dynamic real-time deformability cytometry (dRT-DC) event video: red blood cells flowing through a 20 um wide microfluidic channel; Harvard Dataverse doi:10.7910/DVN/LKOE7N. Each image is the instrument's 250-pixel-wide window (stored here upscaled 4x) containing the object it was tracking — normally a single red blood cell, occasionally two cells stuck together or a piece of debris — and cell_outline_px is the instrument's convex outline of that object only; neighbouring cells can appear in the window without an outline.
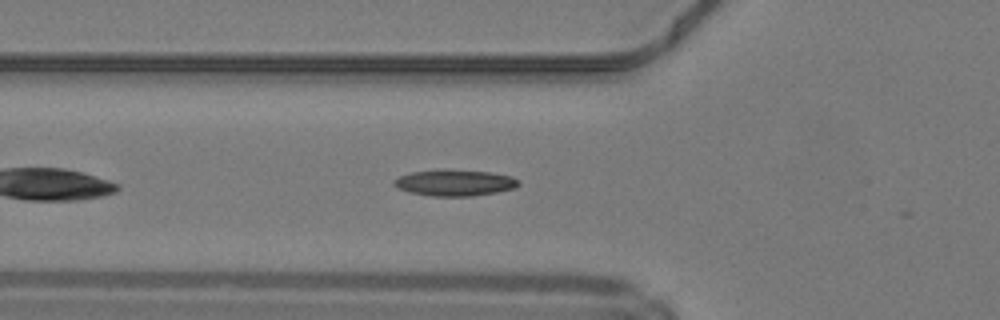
{"species": "common noctule bat (a hibernating species)", "species_latin": "Nyctalus noctula", "temperature_condition": "warm", "stored_images_in_passage": 34, "camera_frame_rate_fps": 3000, "um_per_image_px": 0.085, "animal": {"sex": "male", "body_mass_g": 19.2, "forearm_length_mm": 51.8}, "frame": {"image": 1, "passage_image": 6, "time_ms": 1.667, "image_size_px": [1000, 320], "cell_outline_px": [[520, 184], [516, 188], [496, 192], [472, 196], [432, 196], [408, 192], [392, 184], [392, 180], [400, 176], [412, 172], [436, 168], [444, 168], [492, 172], [512, 176], [520, 180]], "centroid_in_image_um": [38.66, 15.51], "position_along_channel_um": 87.1, "area_um2": 19.54}}
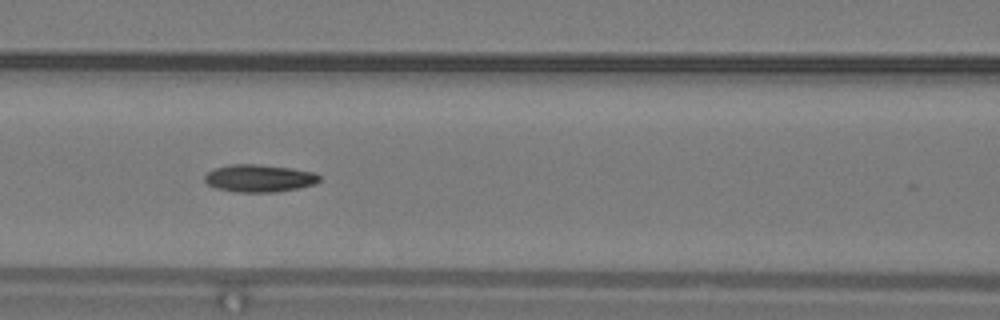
{"frame": {"image": 2, "passage_image": 10, "time_ms": 3.0, "image_size_px": [1000, 320], "cell_outline_px": [[320, 180], [316, 184], [276, 192], [236, 192], [216, 188], [208, 184], [204, 180], [204, 176], [212, 168], [228, 164], [256, 164], [292, 168], [312, 172], [320, 176]], "centroid_in_image_um": [22.0, 15.14], "position_along_channel_um": 144.6, "area_um2": 18.44}, "authors_computed_cell_mechanics": {"area_um2": 18.0625, "velocity_mm_per_s": 4.2301, "shape_relaxation_time_tau1_ms": 9.8133, "shape_relaxation_time_tau2_ms": 2.9549, "deformation_change_tau1": 0.2149, "deformation_change_tau2": 0.0927}}